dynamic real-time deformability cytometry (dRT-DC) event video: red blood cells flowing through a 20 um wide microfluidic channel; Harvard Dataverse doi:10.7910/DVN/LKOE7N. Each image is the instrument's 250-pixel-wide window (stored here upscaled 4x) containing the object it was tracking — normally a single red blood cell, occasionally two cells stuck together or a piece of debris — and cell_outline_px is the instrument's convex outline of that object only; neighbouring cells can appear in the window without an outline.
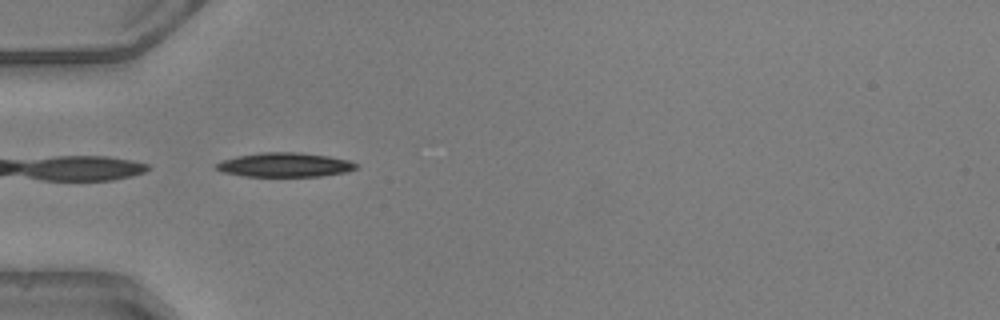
{"species": "common noctule bat (a hibernating species)", "species_latin": "Nyctalus noctula", "temperature_condition": "warm", "stored_images_in_passage": 6, "camera_frame_rate_fps": 3000, "um_per_image_px": 0.085, "animal": {"sex": "male", "body_mass_g": 20.5, "forearm_length_mm": 52.5}, "frame": {"image": 1, "passage_image": 1, "time_ms": 0.0, "image_size_px": [1000, 320], "cell_outline_px": [[356, 168], [344, 172], [320, 176], [244, 176], [224, 172], [216, 168], [216, 164], [220, 160], [236, 156], [260, 152], [300, 152], [328, 156], [348, 160], [356, 164]], "centroid_in_image_um": [24.16, 14.0], "position_along_channel_um": 60.8, "area_um2": 19.59}}